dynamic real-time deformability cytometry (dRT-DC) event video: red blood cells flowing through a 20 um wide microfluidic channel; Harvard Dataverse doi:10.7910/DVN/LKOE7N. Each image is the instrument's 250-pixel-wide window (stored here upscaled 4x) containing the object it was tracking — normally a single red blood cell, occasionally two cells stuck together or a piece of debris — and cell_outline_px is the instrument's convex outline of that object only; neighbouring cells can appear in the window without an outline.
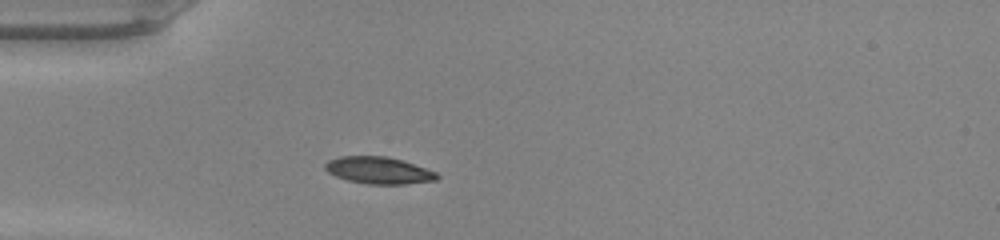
{"species": "common noctule bat (a hibernating species)", "species_latin": "Nyctalus noctula", "temperature_condition": "warm", "stored_images_in_passage": 35, "camera_frame_rate_fps": 3000, "um_per_image_px": 0.085, "animal": {"sex": "male", "body_mass_g": 20.0, "forearm_length_mm": 53.3}, "frame": {"image": 1, "passage_image": 1, "time_ms": 0.0, "image_size_px": [1000, 240], "cell_outline_px": [[440, 176], [436, 180], [404, 184], [368, 184], [348, 180], [336, 176], [328, 172], [324, 168], [324, 164], [328, 160], [340, 156], [388, 156], [404, 160], [436, 172]], "centroid_in_image_um": [32.19, 14.47], "position_along_channel_um": 52.8, "area_um2": 17.63}}
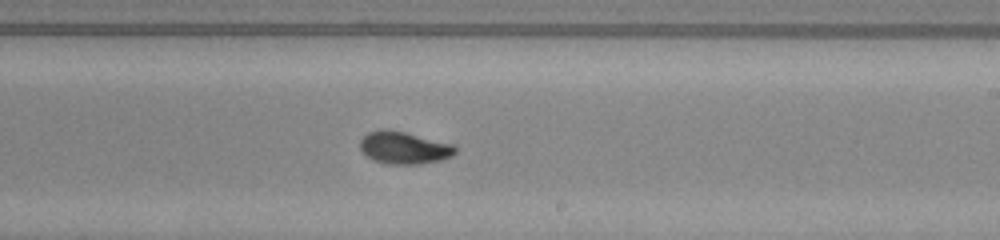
{"frame": {"image": 2, "passage_image": 16, "time_ms": 5.0, "image_size_px": [1000, 240], "cell_outline_px": [[456, 152], [452, 156], [440, 160], [416, 164], [388, 164], [372, 160], [360, 148], [360, 140], [368, 132], [380, 128], [404, 132], [452, 144], [456, 148]], "centroid_in_image_um": [34.32, 12.56], "position_along_channel_um": 254.7, "area_um2": 17.74}}
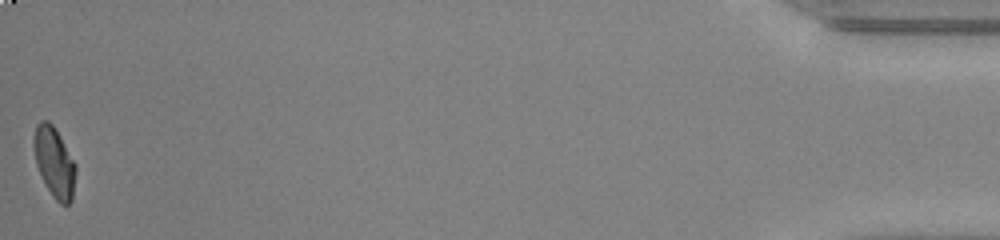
{"frame": {"image": 3, "passage_image": 35, "time_ms": 11.333, "image_size_px": [1000, 240], "cell_outline_px": [[76, 172], [72, 200], [68, 204], [60, 204], [52, 196], [36, 164], [32, 144], [32, 140], [36, 124], [40, 120], [48, 120], [52, 124], [60, 136], [76, 164]], "centroid_in_image_um": [4.61, 13.76], "position_along_channel_um": 430.6, "area_um2": 17.17}, "authors_computed_cell_mechanics": {"area_um2": 17.5712, "velocity_mm_per_s": 4.2647, "shape_relaxation_time_tau1_ms": 3.255, "shape_relaxation_time_tau2_ms": 0.595, "deformation_change_tau1": 0.172, "deformation_change_tau2": 0.036}}